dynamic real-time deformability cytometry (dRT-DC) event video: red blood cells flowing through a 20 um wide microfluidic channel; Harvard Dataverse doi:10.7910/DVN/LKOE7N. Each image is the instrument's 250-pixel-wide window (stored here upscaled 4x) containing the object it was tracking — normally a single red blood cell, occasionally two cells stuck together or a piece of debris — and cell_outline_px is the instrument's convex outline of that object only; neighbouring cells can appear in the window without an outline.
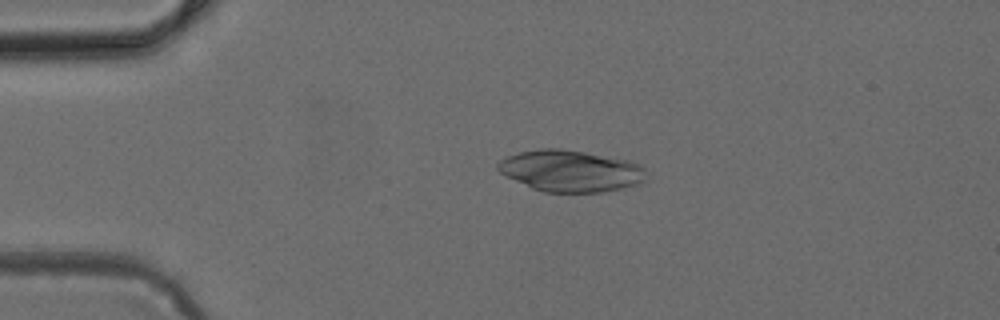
{"species": "common noctule bat (a hibernating species)", "species_latin": "Nyctalus noctula", "temperature_condition": "cold", "stored_images_in_passage": 40, "camera_frame_rate_fps": 3000, "um_per_image_px": 0.085, "animal": {"sex": "female", "body_mass_g": 24.6, "forearm_length_mm": 56.2}, "frame": {"image": 1, "passage_image": 3, "time_ms": 0.667, "image_size_px": [1000, 320], "cell_outline_px": [[644, 180], [640, 184], [624, 188], [604, 192], [544, 192], [532, 188], [500, 172], [496, 168], [496, 164], [500, 160], [508, 156], [520, 152], [540, 148], [560, 148], [584, 152], [628, 160], [640, 164], [644, 168]], "centroid_in_image_um": [48.51, 14.53], "position_along_channel_um": 36.5, "area_um2": 35.78}}
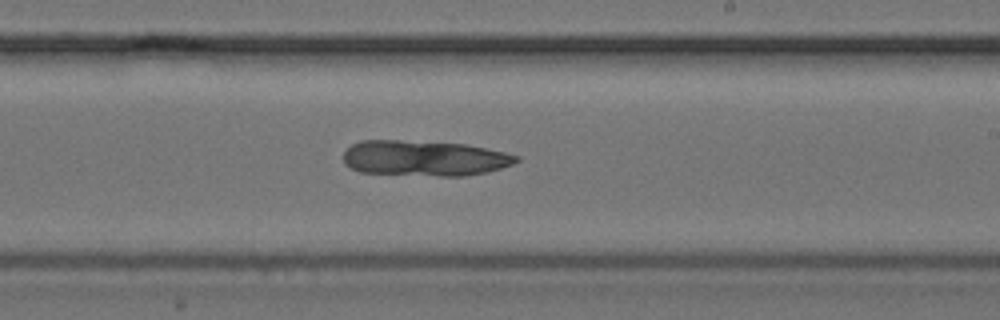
{"frame": {"image": 2, "passage_image": 21, "time_ms": 6.667, "image_size_px": [1000, 320], "cell_outline_px": [[520, 160], [512, 164], [488, 172], [464, 176], [440, 176], [360, 172], [344, 164], [344, 152], [352, 144], [360, 140], [400, 140], [464, 144], [504, 152], [520, 156]], "centroid_in_image_um": [36.07, 13.45], "position_along_channel_um": 252.9, "area_um2": 35.72}}
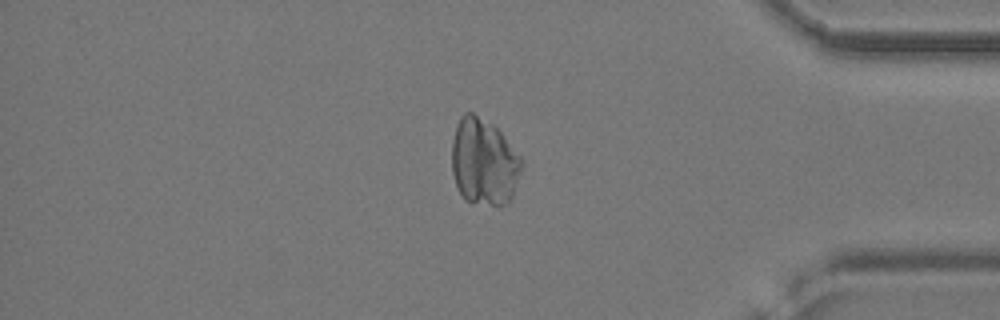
{"frame": {"image": 3, "passage_image": 33, "time_ms": 10.667, "image_size_px": [1000, 320], "cell_outline_px": [[524, 160], [512, 196], [504, 204], [472, 204], [464, 200], [456, 184], [452, 172], [452, 140], [460, 116], [464, 112], [472, 112], [492, 124], [500, 132]], "centroid_in_image_um": [41.11, 13.76], "position_along_channel_um": 394.1, "area_um2": 35.14}}